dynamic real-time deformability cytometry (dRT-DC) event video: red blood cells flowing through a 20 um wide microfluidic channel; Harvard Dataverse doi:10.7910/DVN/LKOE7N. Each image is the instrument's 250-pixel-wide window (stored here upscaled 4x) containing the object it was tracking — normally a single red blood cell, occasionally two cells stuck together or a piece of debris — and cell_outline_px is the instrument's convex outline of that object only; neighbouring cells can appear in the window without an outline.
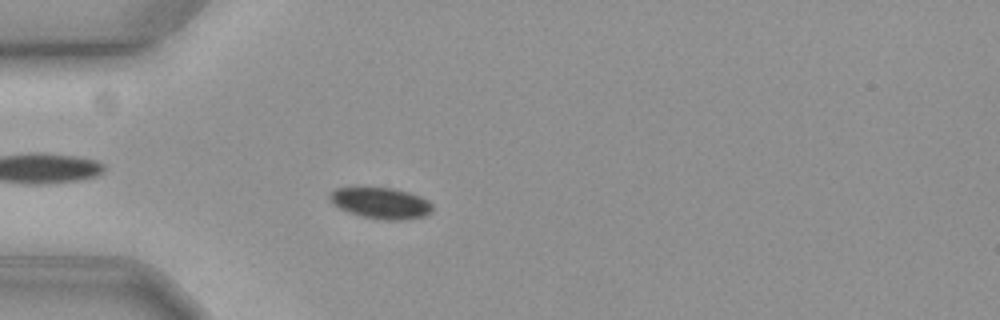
{"species": "common noctule bat (a hibernating species)", "species_latin": "Nyctalus noctula", "temperature_condition": "cold", "stored_images_in_passage": 58, "camera_frame_rate_fps": 3000, "um_per_image_px": 0.085, "animal": {"sex": "female", "body_mass_g": 19.3, "forearm_length_mm": 54.1}, "frame": {"image": 1, "passage_image": 16, "time_ms": 5.0, "image_size_px": [1000, 320], "cell_outline_px": [[432, 212], [424, 216], [408, 220], [384, 220], [360, 216], [348, 212], [332, 204], [328, 196], [336, 188], [392, 188], [408, 192], [420, 196], [428, 200], [432, 204]], "centroid_in_image_um": [32.39, 17.28], "position_along_channel_um": 52.6, "area_um2": 18.67}}
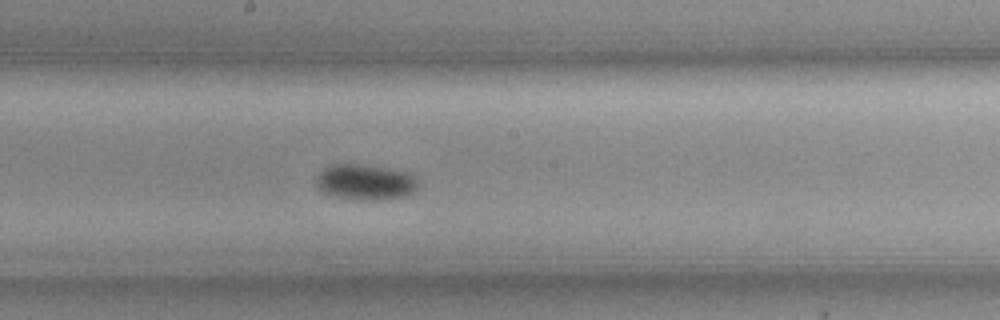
{"frame": {"image": 2, "passage_image": 31, "time_ms": 10.0, "image_size_px": [1000, 320], "cell_outline_px": [[420, 184], [408, 196], [376, 200], [360, 200], [336, 196], [324, 192], [316, 188], [316, 176], [324, 168], [332, 164], [368, 164], [388, 168], [404, 172], [412, 176]], "centroid_in_image_um": [31.03, 15.47], "position_along_channel_um": 217.2, "area_um2": 21.21}}
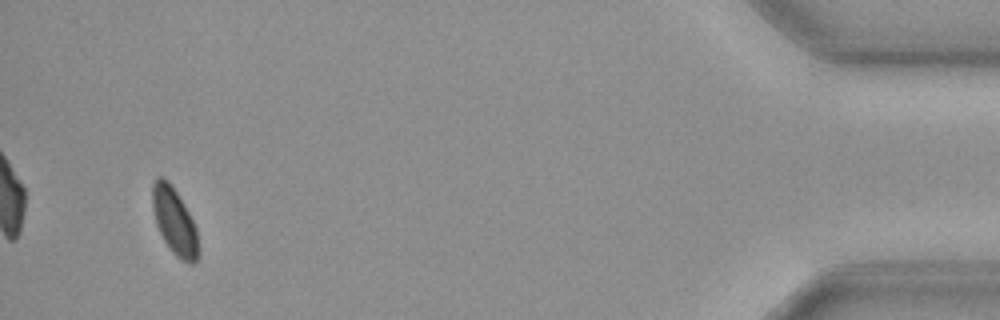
{"frame": {"image": 3, "passage_image": 55, "time_ms": 18.0, "image_size_px": [1000, 320], "cell_outline_px": [[200, 256], [192, 264], [180, 260], [172, 252], [164, 240], [156, 224], [152, 208], [152, 184], [156, 176], [164, 176], [172, 184], [184, 204], [196, 228], [200, 252]], "centroid_in_image_um": [14.83, 18.79], "position_along_channel_um": 420.4, "area_um2": 18.15}}